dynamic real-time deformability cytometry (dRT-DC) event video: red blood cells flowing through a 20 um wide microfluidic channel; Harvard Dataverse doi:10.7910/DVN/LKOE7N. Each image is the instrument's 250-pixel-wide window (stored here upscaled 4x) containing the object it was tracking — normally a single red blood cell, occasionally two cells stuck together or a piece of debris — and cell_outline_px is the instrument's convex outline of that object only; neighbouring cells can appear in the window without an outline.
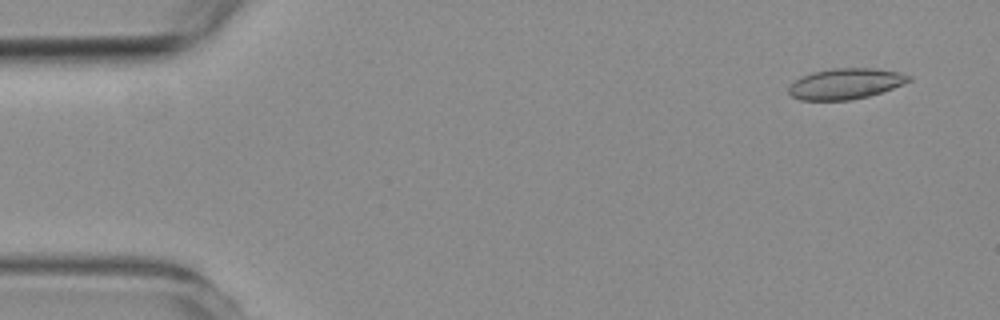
{"species": "common noctule bat (a hibernating species)", "species_latin": "Nyctalus noctula", "temperature_condition": "room temperature", "stored_images_in_passage": 55, "camera_frame_rate_fps": 3000, "um_per_image_px": 0.085, "animal": {"sex": "female", "body_mass_g": 19.3, "forearm_length_mm": 54.1}, "frame": {"image": 1, "passage_image": 4, "time_ms": 1.0, "image_size_px": [1000, 320], "cell_outline_px": [[912, 80], [904, 84], [868, 96], [852, 100], [800, 100], [792, 96], [788, 92], [788, 88], [796, 80], [812, 72], [836, 68], [872, 68], [896, 72], [912, 76]], "centroid_in_image_um": [71.88, 7.12], "position_along_channel_um": 13.1, "area_um2": 21.27}}
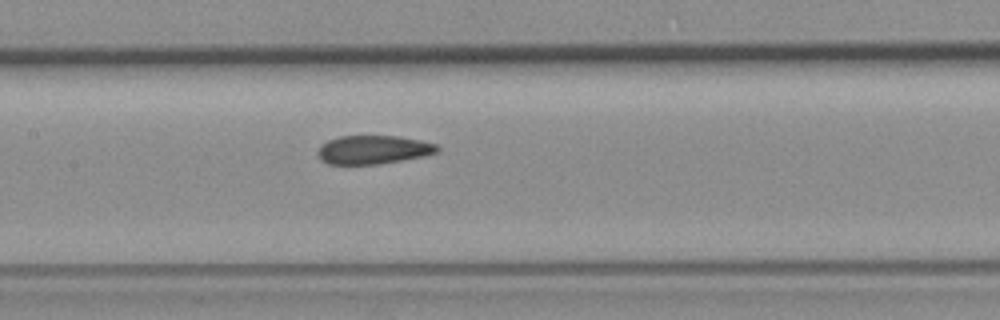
{"frame": {"image": 2, "passage_image": 26, "time_ms": 8.333, "image_size_px": [1000, 320], "cell_outline_px": [[440, 152], [424, 156], [404, 160], [380, 164], [328, 164], [320, 160], [316, 152], [328, 140], [340, 136], [396, 136], [420, 140], [436, 144], [440, 148]], "centroid_in_image_um": [31.76, 12.73], "position_along_channel_um": 175.6, "area_um2": 20.0}}
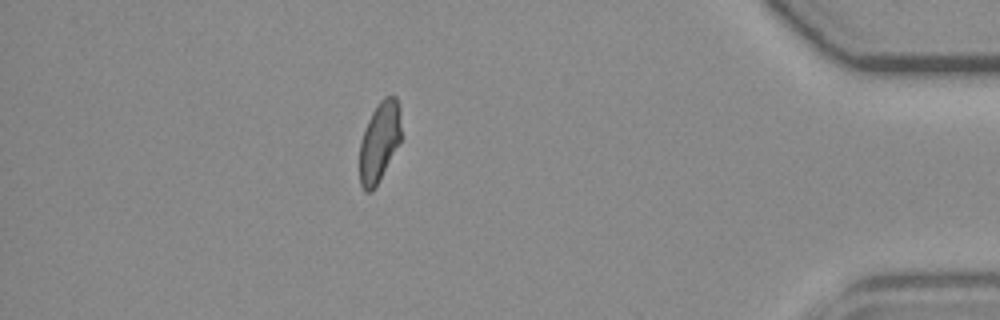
{"frame": {"image": 3, "passage_image": 48, "time_ms": 15.667, "image_size_px": [1000, 320], "cell_outline_px": [[400, 140], [372, 192], [364, 192], [360, 184], [360, 140], [368, 120], [372, 112], [380, 100], [384, 96], [396, 96], [400, 108]], "centroid_in_image_um": [32.23, 12.02], "position_along_channel_um": 403.0, "area_um2": 19.02}, "authors_computed_cell_mechanics": {"area_um2": 20.6924, "velocity_mm_per_s": 3.7635, "shape_relaxation_time_tau1_ms": null, "shape_relaxation_time_tau2_ms": 1.4672, "deformation_change_tau1": null, "deformation_change_tau2": 0.0776}}